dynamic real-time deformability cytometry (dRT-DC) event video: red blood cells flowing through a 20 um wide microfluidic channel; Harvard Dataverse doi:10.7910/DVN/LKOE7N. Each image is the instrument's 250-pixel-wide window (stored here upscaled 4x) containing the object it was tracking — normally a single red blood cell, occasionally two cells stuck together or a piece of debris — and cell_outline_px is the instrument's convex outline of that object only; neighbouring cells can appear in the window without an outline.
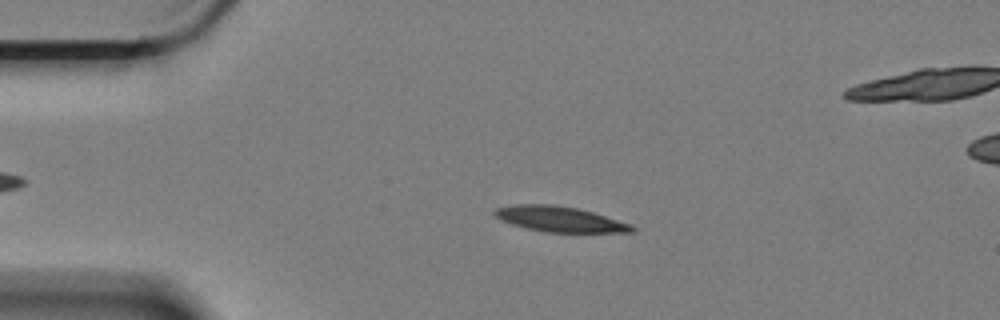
{"species": "Egyptian fruit bat (a non-hibernating species)", "species_latin": "Rousettus aegyptiacus", "temperature_condition": "cold", "stored_images_in_passage": 6, "segment_of_instrument_passage": [1, 2], "camera_frame_rate_fps": 3000, "um_per_image_px": 0.085, "animal": {"sex": "female"}, "frame": {"image": 1, "passage_image": 4, "time_ms": 1.0, "image_size_px": [1000, 320], "cell_outline_px": [[636, 232], [544, 232], [512, 224], [496, 216], [492, 212], [496, 208], [512, 204], [552, 204], [576, 208], [592, 212], [632, 224], [636, 228]], "centroid_in_image_um": [47.6, 18.62], "position_along_channel_um": 37.4, "area_um2": 20.17}}